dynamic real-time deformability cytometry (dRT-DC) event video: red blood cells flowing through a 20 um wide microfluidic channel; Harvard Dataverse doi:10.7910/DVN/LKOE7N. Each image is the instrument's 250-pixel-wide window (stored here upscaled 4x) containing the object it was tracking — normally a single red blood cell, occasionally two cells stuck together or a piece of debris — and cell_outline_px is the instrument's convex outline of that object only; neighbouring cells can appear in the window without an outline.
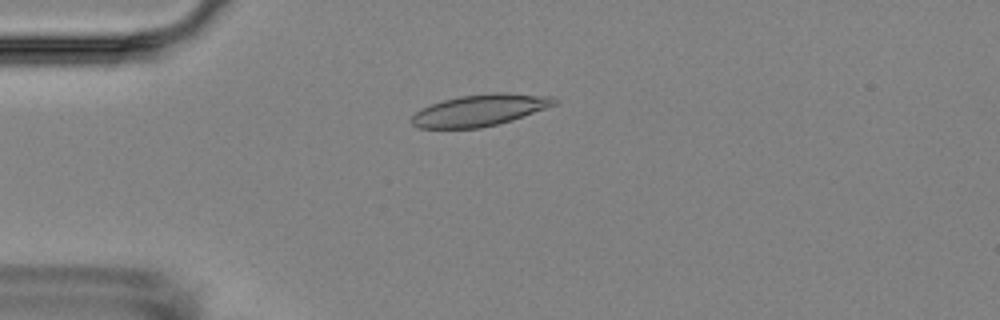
{"species": "Egyptian fruit bat (a non-hibernating species)", "species_latin": "Rousettus aegyptiacus", "temperature_condition": "room temperature", "stored_images_in_passage": 6, "camera_frame_rate_fps": 3000, "um_per_image_px": 0.085, "animal": {"sex": "female"}, "frame": {"image": 1, "passage_image": 6, "time_ms": 6.0, "image_size_px": [1000, 320], "cell_outline_px": [[560, 100], [556, 104], [512, 120], [480, 128], [420, 128], [412, 124], [408, 120], [420, 108], [444, 100], [460, 96], [492, 92], [500, 92], [556, 96]], "centroid_in_image_um": [40.8, 9.35], "position_along_channel_um": 44.2, "area_um2": 26.36}}